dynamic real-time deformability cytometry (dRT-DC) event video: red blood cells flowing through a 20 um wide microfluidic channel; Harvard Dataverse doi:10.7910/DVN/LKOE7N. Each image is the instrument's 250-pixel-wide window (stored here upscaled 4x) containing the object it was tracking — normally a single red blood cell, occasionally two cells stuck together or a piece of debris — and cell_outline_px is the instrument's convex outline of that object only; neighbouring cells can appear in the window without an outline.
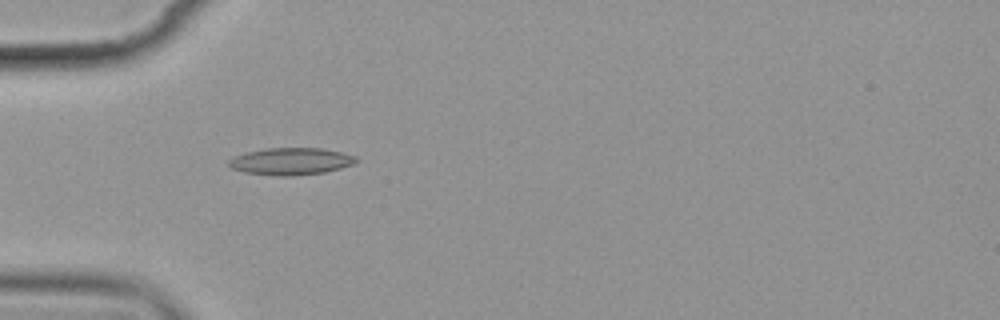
{"species": "common noctule bat (a hibernating species)", "species_latin": "Nyctalus noctula", "temperature_condition": "cold", "stored_images_in_passage": 6, "camera_frame_rate_fps": 3000, "um_per_image_px": 0.085, "animal": {"sex": "female", "body_mass_g": 19.9}, "frame": {"image": 1, "passage_image": 5, "time_ms": 5.0, "image_size_px": [1000, 320], "cell_outline_px": [[360, 160], [356, 164], [324, 172], [288, 176], [280, 176], [244, 172], [232, 168], [228, 164], [228, 160], [236, 156], [248, 152], [268, 148], [320, 148], [340, 152], [356, 156]], "centroid_in_image_um": [24.77, 13.71], "position_along_channel_um": 60.2, "area_um2": 19.94}}
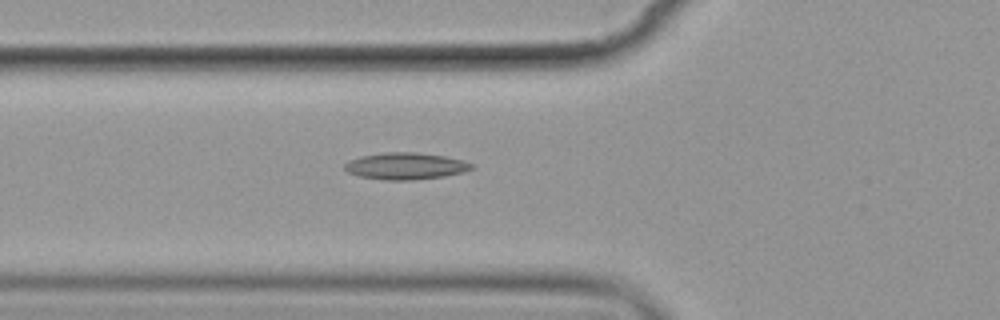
{"frame": {"image": 2, "passage_image": 6, "time_ms": 6.0, "image_size_px": [1000, 320], "cell_outline_px": [[472, 168], [464, 172], [444, 176], [408, 180], [388, 180], [360, 176], [348, 172], [344, 168], [344, 164], [348, 160], [360, 156], [384, 152], [416, 152], [444, 156], [464, 160], [472, 164]], "centroid_in_image_um": [34.45, 14.1], "position_along_channel_um": 91.3, "area_um2": 19.71}}